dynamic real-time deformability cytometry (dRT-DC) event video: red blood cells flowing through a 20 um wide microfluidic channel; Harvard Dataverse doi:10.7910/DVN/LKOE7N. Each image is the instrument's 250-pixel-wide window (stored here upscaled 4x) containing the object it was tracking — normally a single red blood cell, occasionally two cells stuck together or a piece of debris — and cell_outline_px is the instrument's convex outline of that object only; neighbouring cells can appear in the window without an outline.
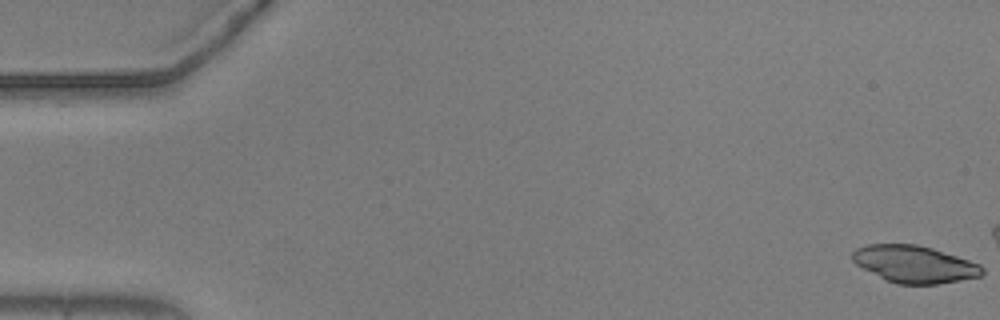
{"species": "common noctule bat (a hibernating species)", "species_latin": "Nyctalus noctula", "temperature_condition": "warm", "stored_images_in_passage": 48, "camera_frame_rate_fps": 3000, "um_per_image_px": 0.085, "animal": {"sex": "male", "body_mass_g": 20.5, "forearm_length_mm": 52.5}, "frame": {"image": 1, "passage_image": 1, "time_ms": 0.0, "image_size_px": [1000, 320], "cell_outline_px": [[984, 272], [980, 276], [960, 280], [936, 284], [896, 284], [884, 280], [856, 264], [852, 260], [852, 252], [856, 248], [868, 244], [916, 244], [932, 248], [980, 264], [984, 268]], "centroid_in_image_um": [77.7, 22.45], "position_along_channel_um": 7.3, "area_um2": 28.03}}
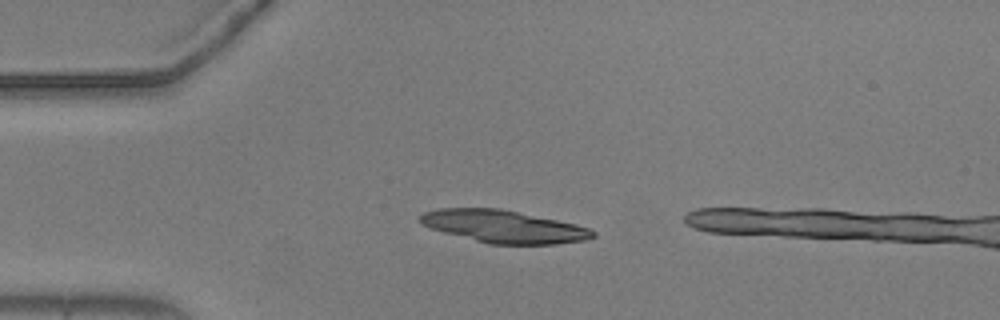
{"frame": {"image": 2, "passage_image": 14, "time_ms": 4.333, "image_size_px": [1000, 320], "cell_outline_px": [[596, 236], [584, 240], [556, 244], [488, 244], [444, 232], [432, 228], [416, 220], [424, 212], [440, 208], [500, 208], [576, 224], [588, 228], [596, 232]], "centroid_in_image_um": [42.81, 19.25], "position_along_channel_um": 42.2, "area_um2": 32.54}}
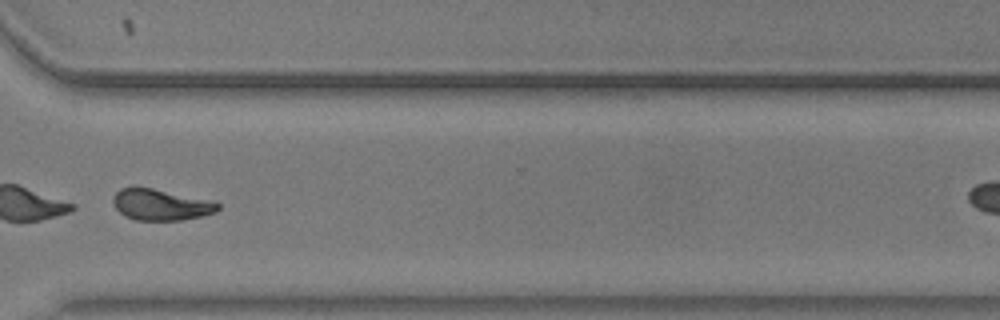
{"frame": {"image": 3, "passage_image": 42, "time_ms": 13.667, "image_size_px": [1000, 320], "cell_outline_px": [[220, 208], [216, 212], [204, 216], [180, 220], [136, 220], [124, 216], [116, 208], [112, 200], [112, 196], [120, 188], [132, 184], [136, 184], [204, 200], [220, 204]], "centroid_in_image_um": [13.57, 17.38], "position_along_channel_um": 357.0, "area_um2": 19.19}}